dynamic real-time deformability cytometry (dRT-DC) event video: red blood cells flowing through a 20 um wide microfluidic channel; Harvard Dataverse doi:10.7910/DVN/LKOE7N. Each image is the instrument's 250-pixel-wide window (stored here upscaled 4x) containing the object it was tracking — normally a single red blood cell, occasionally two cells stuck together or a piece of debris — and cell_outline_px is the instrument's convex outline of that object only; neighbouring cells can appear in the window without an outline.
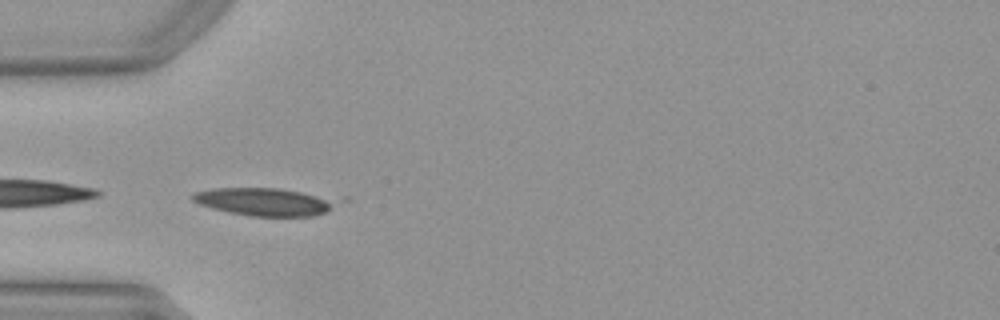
{"species": "Egyptian fruit bat (a non-hibernating species)", "species_latin": "Rousettus aegyptiacus", "temperature_condition": "warm", "stored_images_in_passage": 28, "camera_frame_rate_fps": 3000, "um_per_image_px": 0.085, "animal": {"sex": "female"}, "frame": {"image": 1, "passage_image": 1, "time_ms": 0.0, "image_size_px": [1000, 320], "cell_outline_px": [[328, 208], [324, 212], [312, 216], [248, 216], [228, 212], [212, 208], [200, 204], [192, 200], [192, 192], [212, 188], [280, 188], [300, 192], [316, 196], [324, 200], [328, 204]], "centroid_in_image_um": [22.2, 17.15], "position_along_channel_um": 62.8, "area_um2": 22.25}}
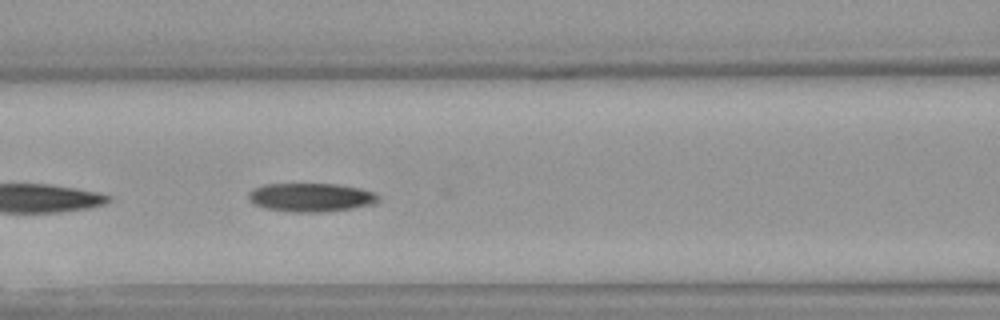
{"frame": {"image": 2, "passage_image": 7, "time_ms": 2.0, "image_size_px": [1000, 320], "cell_outline_px": [[380, 200], [372, 204], [352, 208], [324, 212], [296, 212], [264, 208], [256, 204], [248, 196], [248, 192], [252, 188], [264, 184], [336, 184], [360, 188], [372, 192], [380, 196]], "centroid_in_image_um": [26.43, 16.77], "position_along_channel_um": 140.2, "area_um2": 21.56}}
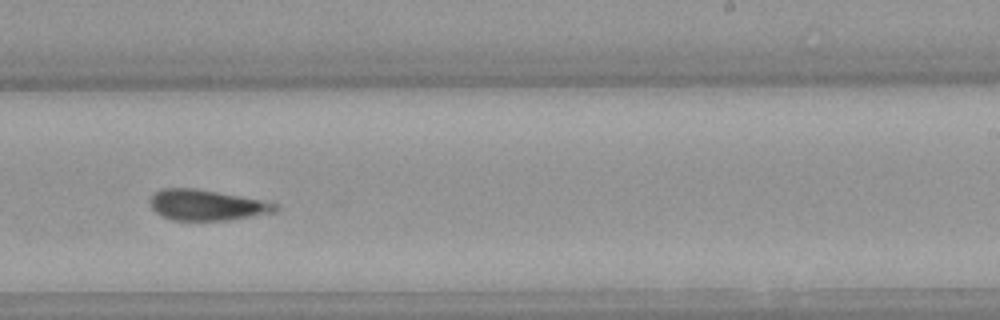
{"frame": {"image": 3, "passage_image": 17, "time_ms": 5.333, "image_size_px": [1000, 320], "cell_outline_px": [[276, 212], [228, 220], [172, 220], [156, 212], [152, 208], [148, 200], [152, 192], [160, 188], [196, 188], [260, 200], [276, 204]], "centroid_in_image_um": [17.48, 17.42], "position_along_channel_um": 271.5, "area_um2": 22.25}, "authors_computed_cell_mechanics": {"area_um2": 22.5709, "velocity_mm_per_s": 3.9472, "shape_relaxation_time_tau1_ms": 6.776, "shape_relaxation_time_tau2_ms": null, "deformation_change_tau1": 0.0835, "deformation_change_tau2": null}}